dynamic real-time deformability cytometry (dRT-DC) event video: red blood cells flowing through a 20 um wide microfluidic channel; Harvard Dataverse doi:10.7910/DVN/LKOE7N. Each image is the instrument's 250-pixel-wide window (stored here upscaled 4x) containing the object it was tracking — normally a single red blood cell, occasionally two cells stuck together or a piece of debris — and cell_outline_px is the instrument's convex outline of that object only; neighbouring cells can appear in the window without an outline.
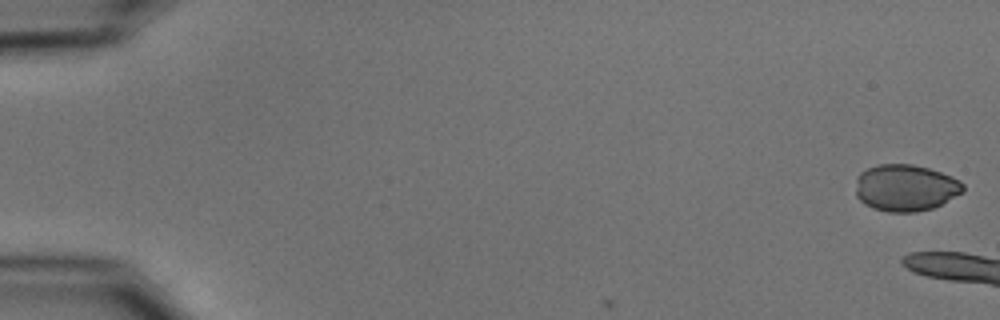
{"species": "common noctule bat (a hibernating species)", "species_latin": "Nyctalus noctula", "temperature_condition": "cold", "stored_images_in_passage": 4, "camera_frame_rate_fps": 3000, "um_per_image_px": 0.085, "animal": {"sex": "male", "body_mass_g": 15.6}, "frame": {"image": 1, "passage_image": 1, "time_ms": 0.0, "image_size_px": [1000, 320], "cell_outline_px": [[964, 192], [932, 208], [916, 212], [888, 212], [872, 208], [864, 204], [856, 196], [856, 176], [860, 172], [868, 168], [880, 164], [912, 164], [928, 168], [952, 176], [960, 180], [964, 184]], "centroid_in_image_um": [76.96, 15.96], "position_along_channel_um": 8.0, "area_um2": 29.42}}